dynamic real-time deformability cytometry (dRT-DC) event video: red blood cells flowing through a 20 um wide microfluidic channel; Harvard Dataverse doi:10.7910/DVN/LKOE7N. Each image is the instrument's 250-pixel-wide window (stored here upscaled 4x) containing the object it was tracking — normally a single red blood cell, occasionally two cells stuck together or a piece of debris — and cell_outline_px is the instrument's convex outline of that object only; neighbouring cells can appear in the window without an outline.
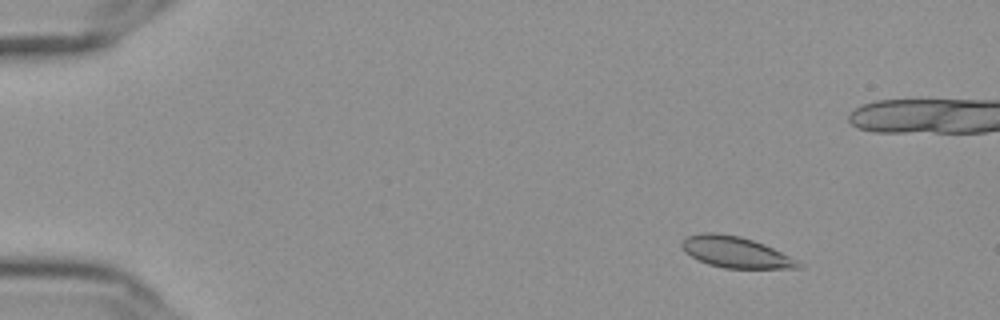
{"species": "Egyptian fruit bat (a non-hibernating species)", "species_latin": "Rousettus aegyptiacus", "temperature_condition": "cold", "stored_images_in_passage": 59, "camera_frame_rate_fps": 3000, "um_per_image_px": 0.085, "frame": {"image": 1, "passage_image": 9, "time_ms": 2.667, "image_size_px": [1000, 320], "cell_outline_px": [[804, 264], [800, 268], [724, 268], [708, 264], [684, 252], [680, 244], [688, 236], [704, 232], [716, 232], [740, 236], [764, 244]], "centroid_in_image_um": [62.5, 21.43], "position_along_channel_um": 22.5, "area_um2": 20.87}}
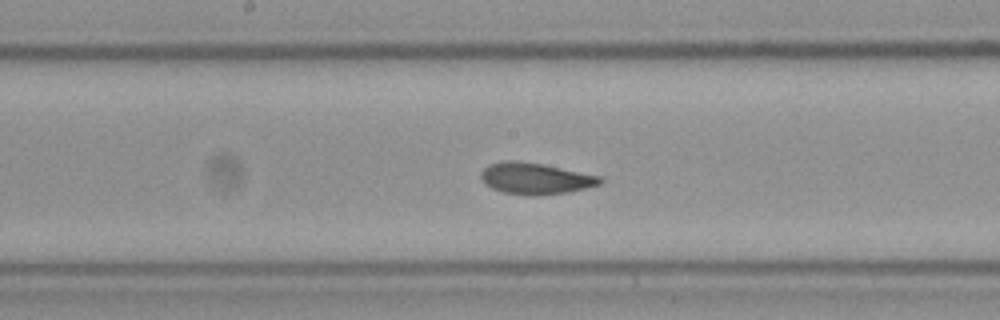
{"frame": {"image": 2, "passage_image": 32, "time_ms": 10.333, "image_size_px": [1000, 320], "cell_outline_px": [[604, 180], [600, 184], [568, 192], [536, 196], [524, 196], [500, 192], [484, 184], [480, 180], [480, 172], [488, 164], [504, 160], [516, 160], [540, 164], [600, 176]], "centroid_in_image_um": [45.42, 15.18], "position_along_channel_um": 202.8, "area_um2": 21.96}}
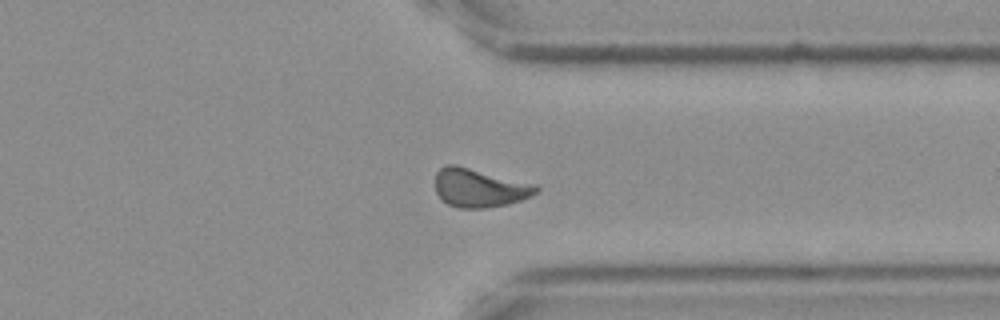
{"frame": {"image": 3, "passage_image": 46, "time_ms": 15.0, "image_size_px": [1000, 320], "cell_outline_px": [[540, 188], [532, 196], [508, 204], [484, 208], [460, 208], [448, 204], [436, 192], [436, 172], [444, 164], [456, 164], [536, 184]], "centroid_in_image_um": [40.76, 15.95], "position_along_channel_um": 370.6, "area_um2": 22.72}, "authors_computed_cell_mechanics": {"area_um2": 21.3282, "velocity_mm_per_s": 3.6019, "shape_relaxation_time_tau1_ms": 3.4665, "shape_relaxation_time_tau2_ms": 1.7402, "deformation_change_tau1": 0.1079, "deformation_change_tau2": 0.0601}}